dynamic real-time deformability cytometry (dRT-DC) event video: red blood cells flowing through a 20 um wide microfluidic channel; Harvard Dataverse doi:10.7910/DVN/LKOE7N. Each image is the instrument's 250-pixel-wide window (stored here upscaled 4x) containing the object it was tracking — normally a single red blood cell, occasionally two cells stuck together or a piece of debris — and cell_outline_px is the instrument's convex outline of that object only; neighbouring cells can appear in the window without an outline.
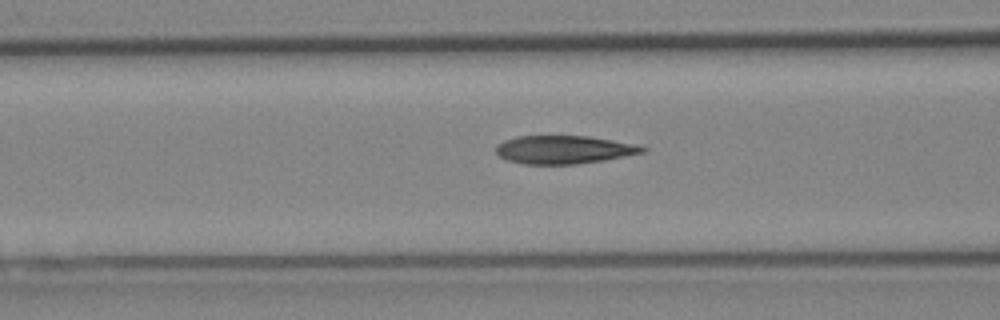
{"species": "Egyptian fruit bat (a non-hibernating species)", "species_latin": "Rousettus aegyptiacus", "temperature_condition": "cold", "stored_images_in_passage": 34, "camera_frame_rate_fps": 3000, "um_per_image_px": 0.085, "animal": {"sex": "female"}, "frame": {"image": 1, "passage_image": 14, "time_ms": 4.333, "image_size_px": [1000, 320], "cell_outline_px": [[648, 148], [644, 152], [604, 160], [576, 164], [524, 164], [508, 160], [500, 156], [496, 152], [496, 144], [504, 140], [516, 136], [588, 136], [612, 140], [632, 144]], "centroid_in_image_um": [47.88, 12.72], "position_along_channel_um": 118.7, "area_um2": 23.87}}
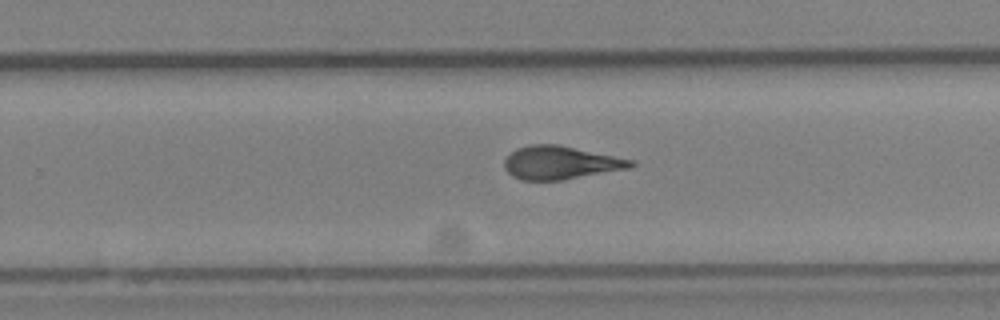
{"frame": {"image": 2, "passage_image": 26, "time_ms": 8.333, "image_size_px": [1000, 320], "cell_outline_px": [[636, 164], [632, 168], [560, 180], [520, 180], [512, 176], [504, 168], [504, 160], [516, 148], [528, 144], [560, 144], [632, 160]], "centroid_in_image_um": [47.62, 13.82], "position_along_channel_um": 282.2, "area_um2": 24.51}}
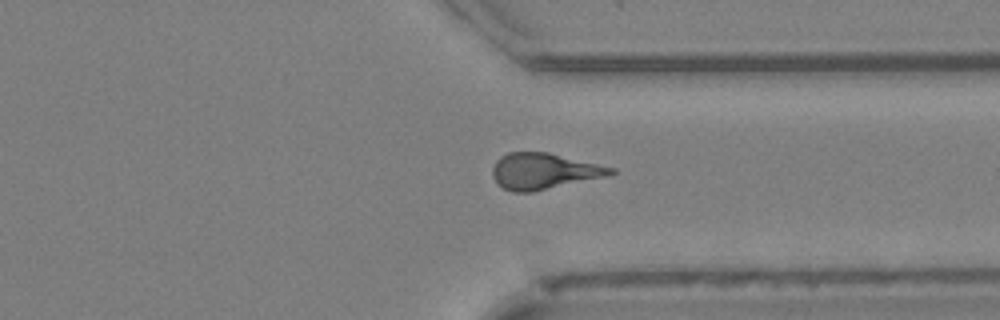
{"frame": {"image": 3, "passage_image": 32, "time_ms": 10.333, "image_size_px": [1000, 320], "cell_outline_px": [[616, 172], [608, 176], [532, 192], [512, 192], [504, 188], [492, 176], [492, 168], [496, 160], [500, 156], [508, 152], [548, 152], [616, 168]], "centroid_in_image_um": [46.24, 14.54], "position_along_channel_um": 365.2, "area_um2": 24.85}}